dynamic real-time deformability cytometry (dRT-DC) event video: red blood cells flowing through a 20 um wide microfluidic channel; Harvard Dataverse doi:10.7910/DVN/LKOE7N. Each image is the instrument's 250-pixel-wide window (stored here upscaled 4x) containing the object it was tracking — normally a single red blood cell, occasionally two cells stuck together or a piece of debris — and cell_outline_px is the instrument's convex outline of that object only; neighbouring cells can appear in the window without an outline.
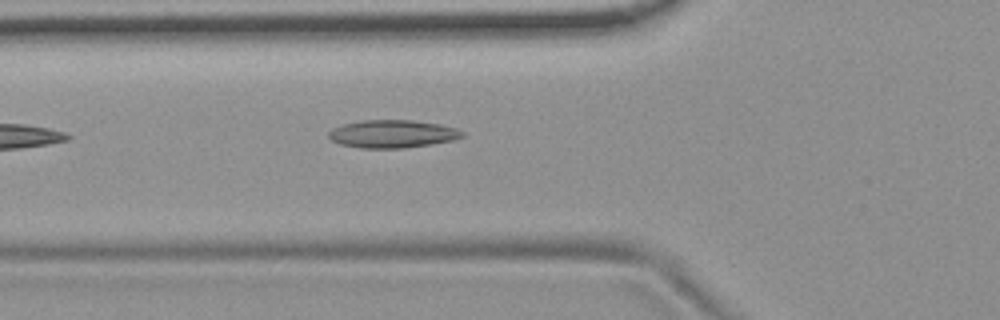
{"species": "common noctule bat (a hibernating species)", "species_latin": "Nyctalus noctula", "temperature_condition": "room temperature", "stored_images_in_passage": 6, "camera_frame_rate_fps": 3000, "um_per_image_px": 0.085, "animal": {"sex": "female", "body_mass_g": 19.9}, "frame": {"image": 1, "passage_image": 6, "time_ms": 5.667, "image_size_px": [1000, 320], "cell_outline_px": [[464, 136], [452, 140], [432, 144], [404, 148], [360, 148], [340, 144], [332, 140], [328, 136], [328, 132], [332, 128], [344, 124], [360, 120], [412, 120], [440, 124], [456, 128], [464, 132]], "centroid_in_image_um": [33.35, 11.38], "position_along_channel_um": 92.4, "area_um2": 21.73}}